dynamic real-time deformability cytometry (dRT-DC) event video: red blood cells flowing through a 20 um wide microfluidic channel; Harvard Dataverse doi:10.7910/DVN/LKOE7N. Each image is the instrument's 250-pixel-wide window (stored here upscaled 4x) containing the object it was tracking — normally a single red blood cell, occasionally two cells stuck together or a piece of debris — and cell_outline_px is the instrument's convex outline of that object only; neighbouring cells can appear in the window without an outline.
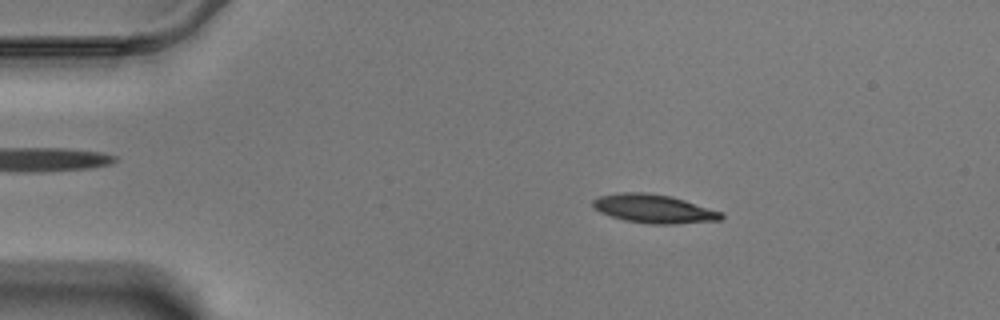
{"species": "Egyptian fruit bat (a non-hibernating species)", "species_latin": "Rousettus aegyptiacus", "temperature_condition": "warm", "stored_images_in_passage": 58, "camera_frame_rate_fps": 3000, "um_per_image_px": 0.085, "animal": {"sex": "male"}, "frame": {"image": 1, "passage_image": 10, "time_ms": 3.0, "image_size_px": [1000, 320], "cell_outline_px": [[724, 216], [720, 220], [676, 224], [652, 224], [624, 220], [600, 212], [592, 208], [592, 200], [596, 196], [620, 192], [644, 192], [672, 196], [724, 212]], "centroid_in_image_um": [55.57, 17.73], "position_along_channel_um": 29.4, "area_um2": 21.68}}
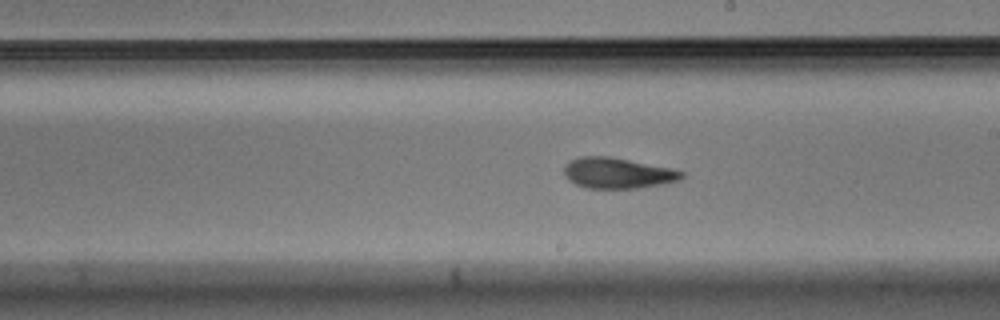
{"frame": {"image": 2, "passage_image": 33, "time_ms": 10.667, "image_size_px": [1000, 320], "cell_outline_px": [[684, 176], [680, 180], [640, 188], [584, 188], [568, 180], [564, 172], [564, 164], [580, 156], [608, 156], [668, 168], [684, 172]], "centroid_in_image_um": [52.45, 14.72], "position_along_channel_um": 236.5, "area_um2": 20.81}}
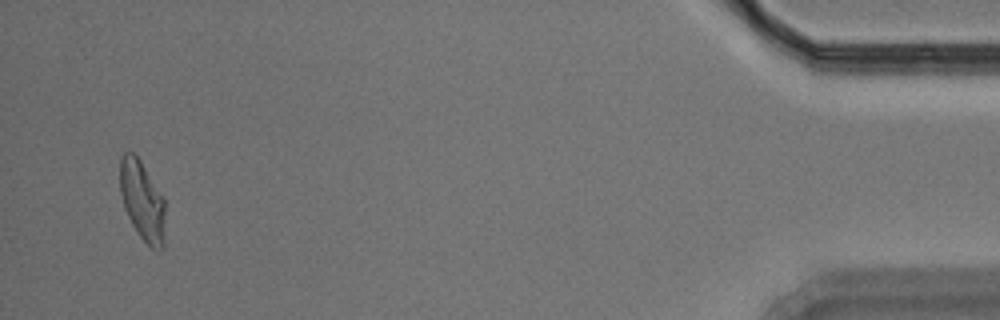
{"frame": {"image": 3, "passage_image": 56, "time_ms": 18.333, "image_size_px": [1000, 320], "cell_outline_px": [[164, 248], [160, 252], [152, 248], [140, 236], [132, 224], [124, 208], [120, 192], [120, 156], [124, 152], [132, 152], [140, 160], [164, 200]], "centroid_in_image_um": [12.08, 17.08], "position_along_channel_um": 423.1, "area_um2": 20.75}, "authors_computed_cell_mechanics": {"area_um2": 20.7791, "velocity_mm_per_s": 3.4664, "shape_relaxation_time_tau1_ms": 4.3793, "shape_relaxation_time_tau2_ms": 2.241, "deformation_change_tau1": 0.1862, "deformation_change_tau2": 0.0939}}